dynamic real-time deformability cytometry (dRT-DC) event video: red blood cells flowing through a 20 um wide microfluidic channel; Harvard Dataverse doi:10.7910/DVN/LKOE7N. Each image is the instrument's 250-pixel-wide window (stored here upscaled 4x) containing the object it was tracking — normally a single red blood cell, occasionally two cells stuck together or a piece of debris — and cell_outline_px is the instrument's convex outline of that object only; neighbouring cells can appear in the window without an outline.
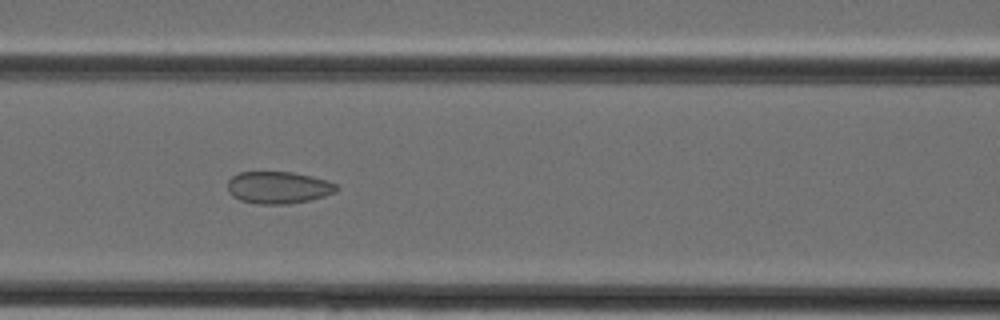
{"species": "Egyptian fruit bat (a non-hibernating species)", "species_latin": "Rousettus aegyptiacus", "temperature_condition": "cold", "stored_images_in_passage": 40, "camera_frame_rate_fps": 3000, "um_per_image_px": 0.085, "animal": {"sex": "female"}, "frame": {"image": 1, "passage_image": 17, "time_ms": 5.333, "image_size_px": [1000, 320], "cell_outline_px": [[340, 188], [336, 192], [324, 196], [308, 200], [288, 204], [256, 204], [240, 200], [232, 196], [228, 192], [228, 180], [232, 176], [240, 172], [292, 172], [312, 176], [328, 180], [336, 184]], "centroid_in_image_um": [23.66, 15.94], "position_along_channel_um": 142.9, "area_um2": 20.52}}
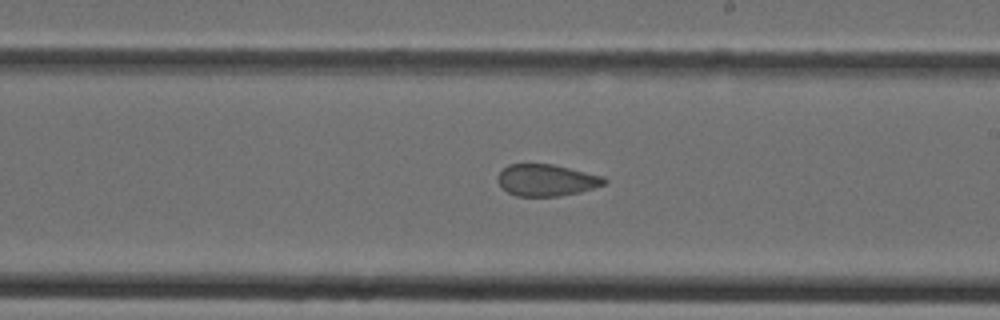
{"frame": {"image": 2, "passage_image": 23, "time_ms": 7.333, "image_size_px": [1000, 320], "cell_outline_px": [[608, 180], [604, 184], [580, 192], [560, 196], [516, 196], [508, 192], [496, 180], [496, 176], [508, 164], [552, 164], [604, 176]], "centroid_in_image_um": [46.44, 15.31], "position_along_channel_um": 242.6, "area_um2": 19.65}}
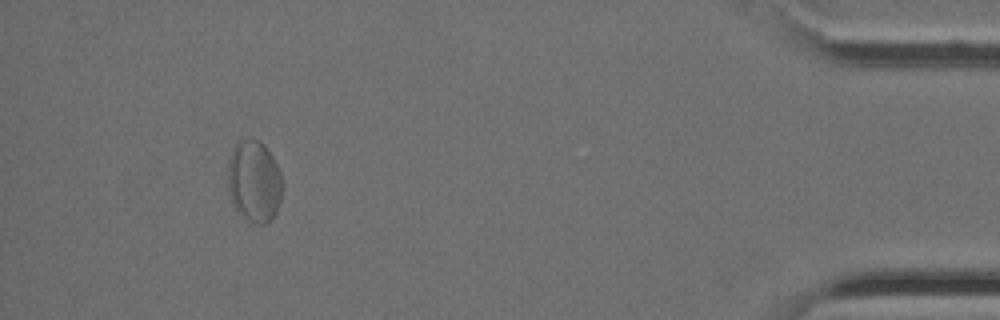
{"frame": {"image": 3, "passage_image": 37, "time_ms": 12.0, "image_size_px": [1000, 320], "cell_outline_px": [[284, 188], [276, 212], [264, 224], [256, 224], [240, 216], [236, 212], [228, 188], [228, 160], [232, 148], [240, 140], [260, 140], [264, 144], [272, 156], [280, 172], [284, 184]], "centroid_in_image_um": [21.61, 15.42], "position_along_channel_um": 413.6, "area_um2": 26.18}}